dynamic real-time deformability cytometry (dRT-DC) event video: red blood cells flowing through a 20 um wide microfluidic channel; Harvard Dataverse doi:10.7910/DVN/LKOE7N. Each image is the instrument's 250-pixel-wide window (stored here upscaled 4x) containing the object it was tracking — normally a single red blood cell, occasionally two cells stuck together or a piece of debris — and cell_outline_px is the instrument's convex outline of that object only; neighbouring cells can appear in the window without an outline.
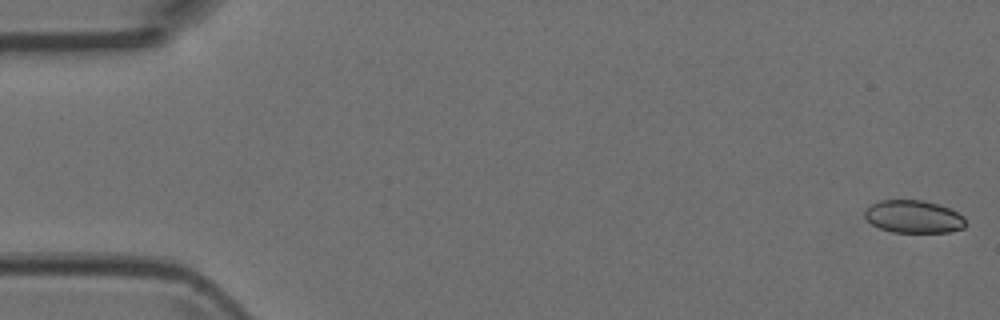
{"species": "Egyptian fruit bat (a non-hibernating species)", "species_latin": "Rousettus aegyptiacus", "temperature_condition": "room temperature", "stored_images_in_passage": 48, "camera_frame_rate_fps": 3000, "um_per_image_px": 0.085, "animal": {"sex": "female"}, "frame": {"image": 1, "passage_image": 1, "time_ms": 0.0, "image_size_px": [1000, 320], "cell_outline_px": [[968, 224], [964, 228], [948, 232], [892, 232], [880, 228], [872, 224], [864, 216], [864, 212], [872, 204], [880, 200], [924, 200], [940, 204], [964, 216]], "centroid_in_image_um": [77.69, 18.41], "position_along_channel_um": 7.3, "area_um2": 19.31}}
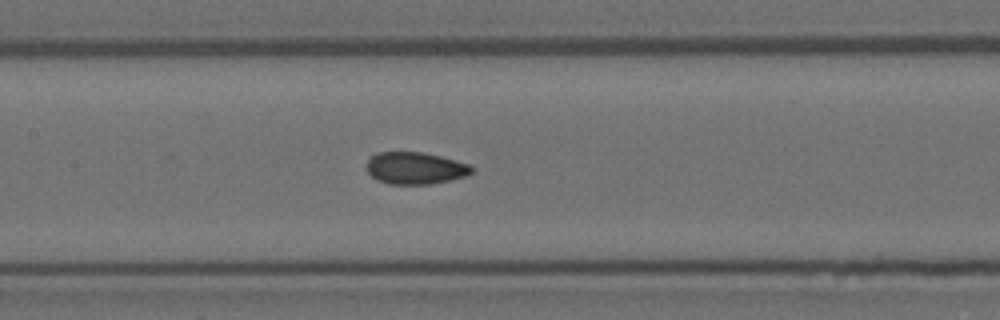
{"frame": {"image": 2, "passage_image": 24, "time_ms": 7.667, "image_size_px": [1000, 320], "cell_outline_px": [[472, 172], [464, 176], [448, 180], [428, 184], [388, 184], [376, 180], [368, 172], [368, 160], [372, 156], [380, 152], [424, 152], [440, 156], [468, 164], [472, 168]], "centroid_in_image_um": [35.27, 14.29], "position_along_channel_um": 172.1, "area_um2": 19.31}}
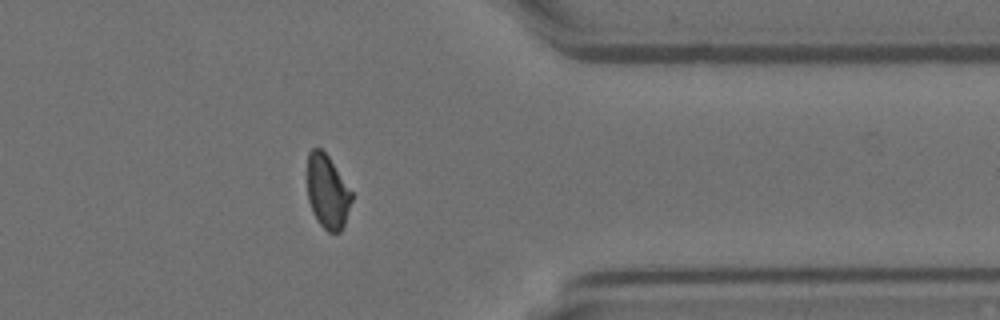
{"frame": {"image": 3, "passage_image": 41, "time_ms": 13.333, "image_size_px": [1000, 320], "cell_outline_px": [[352, 200], [344, 224], [340, 232], [328, 232], [316, 220], [312, 212], [308, 200], [308, 152], [312, 148], [320, 148], [328, 156], [352, 192]], "centroid_in_image_um": [27.82, 16.31], "position_along_channel_um": 383.6, "area_um2": 18.9}}